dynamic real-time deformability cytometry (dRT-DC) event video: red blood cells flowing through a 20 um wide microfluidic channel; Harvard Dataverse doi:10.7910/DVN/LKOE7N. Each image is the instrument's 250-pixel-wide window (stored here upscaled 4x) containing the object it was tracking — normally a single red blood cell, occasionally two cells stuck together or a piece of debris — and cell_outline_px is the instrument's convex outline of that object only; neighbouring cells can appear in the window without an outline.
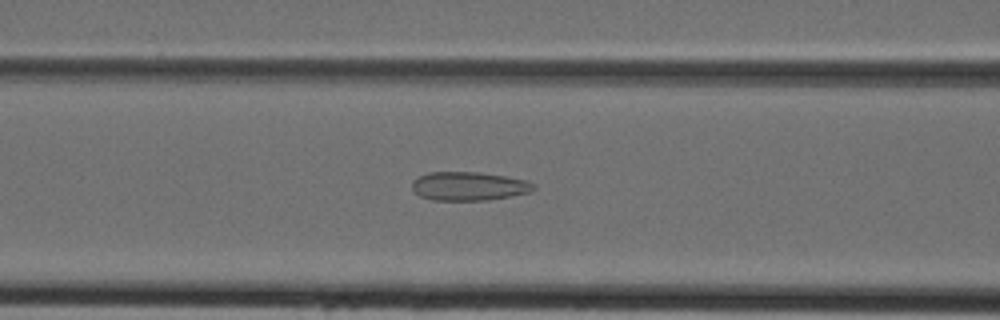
{"species": "Egyptian fruit bat (a non-hibernating species)", "species_latin": "Rousettus aegyptiacus", "temperature_condition": "cold", "stored_images_in_passage": 7, "camera_frame_rate_fps": 3000, "um_per_image_px": 0.085, "animal": {"sex": "female"}, "frame": {"image": 1, "passage_image": 6, "time_ms": 1.667, "image_size_px": [1000, 320], "cell_outline_px": [[536, 188], [528, 192], [512, 196], [488, 200], [432, 200], [420, 196], [412, 188], [412, 180], [416, 176], [428, 172], [480, 172], [504, 176], [524, 180], [536, 184]], "centroid_in_image_um": [39.82, 15.82], "position_along_channel_um": 126.8, "area_um2": 20.4}}